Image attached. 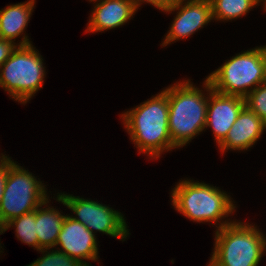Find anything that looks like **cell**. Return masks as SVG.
Segmentation results:
<instances>
[{
	"label": "cell",
	"mask_w": 266,
	"mask_h": 266,
	"mask_svg": "<svg viewBox=\"0 0 266 266\" xmlns=\"http://www.w3.org/2000/svg\"><path fill=\"white\" fill-rule=\"evenodd\" d=\"M34 3V0H30L0 10V38L15 41L22 34L31 17Z\"/></svg>",
	"instance_id": "15"
},
{
	"label": "cell",
	"mask_w": 266,
	"mask_h": 266,
	"mask_svg": "<svg viewBox=\"0 0 266 266\" xmlns=\"http://www.w3.org/2000/svg\"><path fill=\"white\" fill-rule=\"evenodd\" d=\"M28 36H23L22 41L17 45L11 41L0 38V67L11 56L18 45H31Z\"/></svg>",
	"instance_id": "20"
},
{
	"label": "cell",
	"mask_w": 266,
	"mask_h": 266,
	"mask_svg": "<svg viewBox=\"0 0 266 266\" xmlns=\"http://www.w3.org/2000/svg\"><path fill=\"white\" fill-rule=\"evenodd\" d=\"M263 60V46L247 50L226 61L206 78L213 90L244 98L262 84Z\"/></svg>",
	"instance_id": "7"
},
{
	"label": "cell",
	"mask_w": 266,
	"mask_h": 266,
	"mask_svg": "<svg viewBox=\"0 0 266 266\" xmlns=\"http://www.w3.org/2000/svg\"><path fill=\"white\" fill-rule=\"evenodd\" d=\"M28 266H85L59 250L48 252Z\"/></svg>",
	"instance_id": "19"
},
{
	"label": "cell",
	"mask_w": 266,
	"mask_h": 266,
	"mask_svg": "<svg viewBox=\"0 0 266 266\" xmlns=\"http://www.w3.org/2000/svg\"><path fill=\"white\" fill-rule=\"evenodd\" d=\"M262 84H266V46H264V60H263V79Z\"/></svg>",
	"instance_id": "23"
},
{
	"label": "cell",
	"mask_w": 266,
	"mask_h": 266,
	"mask_svg": "<svg viewBox=\"0 0 266 266\" xmlns=\"http://www.w3.org/2000/svg\"><path fill=\"white\" fill-rule=\"evenodd\" d=\"M183 180L172 190L174 208L185 217L197 222H217L233 213L230 196L206 183Z\"/></svg>",
	"instance_id": "4"
},
{
	"label": "cell",
	"mask_w": 266,
	"mask_h": 266,
	"mask_svg": "<svg viewBox=\"0 0 266 266\" xmlns=\"http://www.w3.org/2000/svg\"><path fill=\"white\" fill-rule=\"evenodd\" d=\"M264 129L266 124L261 118L244 106L226 138L218 146L222 152L228 149L246 150L261 137Z\"/></svg>",
	"instance_id": "12"
},
{
	"label": "cell",
	"mask_w": 266,
	"mask_h": 266,
	"mask_svg": "<svg viewBox=\"0 0 266 266\" xmlns=\"http://www.w3.org/2000/svg\"><path fill=\"white\" fill-rule=\"evenodd\" d=\"M185 0H171V4L178 3V2H184ZM188 1H198V0H188Z\"/></svg>",
	"instance_id": "24"
},
{
	"label": "cell",
	"mask_w": 266,
	"mask_h": 266,
	"mask_svg": "<svg viewBox=\"0 0 266 266\" xmlns=\"http://www.w3.org/2000/svg\"><path fill=\"white\" fill-rule=\"evenodd\" d=\"M131 1L136 10L140 6V4H142L143 1L150 3L151 5L157 7L159 10L162 11H165L171 5V0H131Z\"/></svg>",
	"instance_id": "22"
},
{
	"label": "cell",
	"mask_w": 266,
	"mask_h": 266,
	"mask_svg": "<svg viewBox=\"0 0 266 266\" xmlns=\"http://www.w3.org/2000/svg\"><path fill=\"white\" fill-rule=\"evenodd\" d=\"M15 225L16 236L22 243L31 245L38 250V237L36 233V209L32 212L21 215L20 217L14 218L8 221L3 226V232L7 231L8 228Z\"/></svg>",
	"instance_id": "17"
},
{
	"label": "cell",
	"mask_w": 266,
	"mask_h": 266,
	"mask_svg": "<svg viewBox=\"0 0 266 266\" xmlns=\"http://www.w3.org/2000/svg\"><path fill=\"white\" fill-rule=\"evenodd\" d=\"M261 1H263V0H261ZM264 4H265L264 7H265V9H266V0H264Z\"/></svg>",
	"instance_id": "25"
},
{
	"label": "cell",
	"mask_w": 266,
	"mask_h": 266,
	"mask_svg": "<svg viewBox=\"0 0 266 266\" xmlns=\"http://www.w3.org/2000/svg\"><path fill=\"white\" fill-rule=\"evenodd\" d=\"M36 209V233L38 237V250L40 252H47L52 247L56 246V241L65 216L62 215L57 209L40 208Z\"/></svg>",
	"instance_id": "14"
},
{
	"label": "cell",
	"mask_w": 266,
	"mask_h": 266,
	"mask_svg": "<svg viewBox=\"0 0 266 266\" xmlns=\"http://www.w3.org/2000/svg\"><path fill=\"white\" fill-rule=\"evenodd\" d=\"M57 201L72 210L78 216L72 218L83 223L92 233L97 230L122 240L129 234L123 215L108 206L62 193L57 196Z\"/></svg>",
	"instance_id": "8"
},
{
	"label": "cell",
	"mask_w": 266,
	"mask_h": 266,
	"mask_svg": "<svg viewBox=\"0 0 266 266\" xmlns=\"http://www.w3.org/2000/svg\"><path fill=\"white\" fill-rule=\"evenodd\" d=\"M209 266H258L266 249V237L254 225L221 222Z\"/></svg>",
	"instance_id": "3"
},
{
	"label": "cell",
	"mask_w": 266,
	"mask_h": 266,
	"mask_svg": "<svg viewBox=\"0 0 266 266\" xmlns=\"http://www.w3.org/2000/svg\"><path fill=\"white\" fill-rule=\"evenodd\" d=\"M45 186L41 181L13 161L8 165V174L0 203V234L10 220L20 217L49 203Z\"/></svg>",
	"instance_id": "6"
},
{
	"label": "cell",
	"mask_w": 266,
	"mask_h": 266,
	"mask_svg": "<svg viewBox=\"0 0 266 266\" xmlns=\"http://www.w3.org/2000/svg\"><path fill=\"white\" fill-rule=\"evenodd\" d=\"M169 105V133L176 147H183L206 126L208 97L189 80L164 90Z\"/></svg>",
	"instance_id": "2"
},
{
	"label": "cell",
	"mask_w": 266,
	"mask_h": 266,
	"mask_svg": "<svg viewBox=\"0 0 266 266\" xmlns=\"http://www.w3.org/2000/svg\"><path fill=\"white\" fill-rule=\"evenodd\" d=\"M31 45H18L0 67V86L20 103H26L43 84L41 55Z\"/></svg>",
	"instance_id": "5"
},
{
	"label": "cell",
	"mask_w": 266,
	"mask_h": 266,
	"mask_svg": "<svg viewBox=\"0 0 266 266\" xmlns=\"http://www.w3.org/2000/svg\"><path fill=\"white\" fill-rule=\"evenodd\" d=\"M245 106L266 124V84H260L245 97Z\"/></svg>",
	"instance_id": "18"
},
{
	"label": "cell",
	"mask_w": 266,
	"mask_h": 266,
	"mask_svg": "<svg viewBox=\"0 0 266 266\" xmlns=\"http://www.w3.org/2000/svg\"><path fill=\"white\" fill-rule=\"evenodd\" d=\"M136 11L131 0H102L94 7L86 32L119 27L130 20Z\"/></svg>",
	"instance_id": "13"
},
{
	"label": "cell",
	"mask_w": 266,
	"mask_h": 266,
	"mask_svg": "<svg viewBox=\"0 0 266 266\" xmlns=\"http://www.w3.org/2000/svg\"><path fill=\"white\" fill-rule=\"evenodd\" d=\"M171 4L165 12L179 10L170 30L165 36L163 46L175 40L183 39L193 35L195 31L202 28L212 19L210 0L187 1ZM180 8V9H179Z\"/></svg>",
	"instance_id": "10"
},
{
	"label": "cell",
	"mask_w": 266,
	"mask_h": 266,
	"mask_svg": "<svg viewBox=\"0 0 266 266\" xmlns=\"http://www.w3.org/2000/svg\"><path fill=\"white\" fill-rule=\"evenodd\" d=\"M204 87L209 91L206 127H211L218 145L226 138L238 114L245 106L243 97L219 93L212 89L206 78Z\"/></svg>",
	"instance_id": "9"
},
{
	"label": "cell",
	"mask_w": 266,
	"mask_h": 266,
	"mask_svg": "<svg viewBox=\"0 0 266 266\" xmlns=\"http://www.w3.org/2000/svg\"><path fill=\"white\" fill-rule=\"evenodd\" d=\"M0 158H1L0 159V203H1L2 195L4 192V186L8 174V165L12 162V160L5 155H2V157Z\"/></svg>",
	"instance_id": "21"
},
{
	"label": "cell",
	"mask_w": 266,
	"mask_h": 266,
	"mask_svg": "<svg viewBox=\"0 0 266 266\" xmlns=\"http://www.w3.org/2000/svg\"><path fill=\"white\" fill-rule=\"evenodd\" d=\"M212 19L232 20L244 16L261 0H210Z\"/></svg>",
	"instance_id": "16"
},
{
	"label": "cell",
	"mask_w": 266,
	"mask_h": 266,
	"mask_svg": "<svg viewBox=\"0 0 266 266\" xmlns=\"http://www.w3.org/2000/svg\"><path fill=\"white\" fill-rule=\"evenodd\" d=\"M96 236L83 223L75 220L72 216H66L62 229L58 235L56 245H60L62 252L77 259L85 266L89 263L84 259L97 261L98 248Z\"/></svg>",
	"instance_id": "11"
},
{
	"label": "cell",
	"mask_w": 266,
	"mask_h": 266,
	"mask_svg": "<svg viewBox=\"0 0 266 266\" xmlns=\"http://www.w3.org/2000/svg\"><path fill=\"white\" fill-rule=\"evenodd\" d=\"M169 105L163 90L157 96L121 115L130 139L140 153L159 158L164 151L176 148L169 133Z\"/></svg>",
	"instance_id": "1"
}]
</instances>
